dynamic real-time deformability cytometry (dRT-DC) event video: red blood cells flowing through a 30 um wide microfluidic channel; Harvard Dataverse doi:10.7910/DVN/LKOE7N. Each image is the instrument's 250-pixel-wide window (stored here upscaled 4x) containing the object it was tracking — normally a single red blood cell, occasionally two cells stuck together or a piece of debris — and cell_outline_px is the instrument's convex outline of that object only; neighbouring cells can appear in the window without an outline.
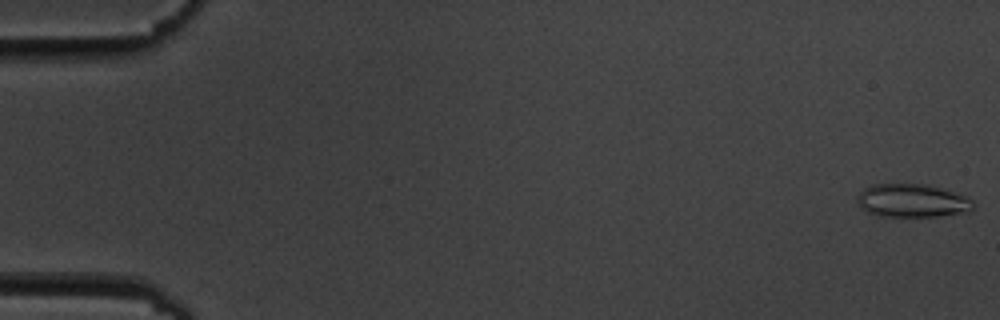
{"species": "common noctule bat (a hibernating species)", "species_latin": "Nyctalus noctula", "temperature_condition": "cold", "stored_images_in_passage": 56, "camera_frame_rate_fps": 3000, "um_per_image_px": 0.085, "animal": {"sex": "male", "body_mass_g": 19.5, "forearm_length_mm": 54.6}, "frame": {"image": 1, "passage_image": 1, "time_ms": 0.0, "image_size_px": [1000, 320], "cell_outline_px": [[976, 204], [968, 212], [936, 216], [876, 216], [860, 208], [856, 200], [856, 196], [864, 188], [872, 184], [924, 184], [944, 188], [968, 196]], "centroid_in_image_um": [77.54, 17.05], "position_along_channel_um": 7.5, "area_um2": 22.83}}
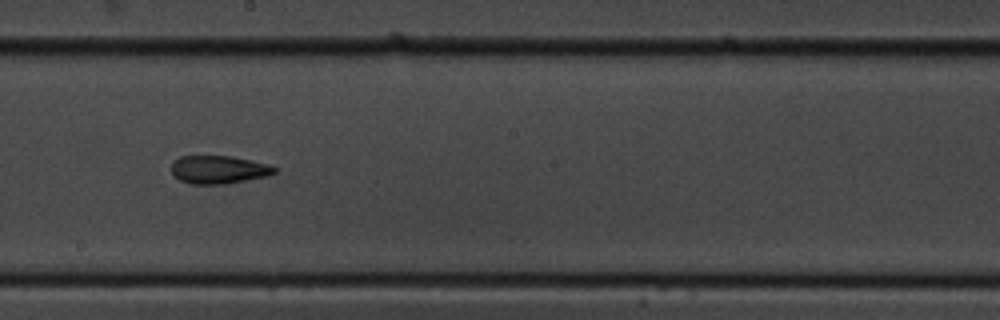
{"frame": {"image": 2, "passage_image": 32, "time_ms": 10.333, "image_size_px": [1000, 320], "cell_outline_px": [[276, 172], [268, 176], [228, 184], [188, 184], [180, 180], [172, 172], [172, 164], [180, 156], [232, 156], [252, 160], [268, 164], [276, 168]], "centroid_in_image_um": [18.62, 14.42], "position_along_channel_um": 229.6, "area_um2": 16.94}}
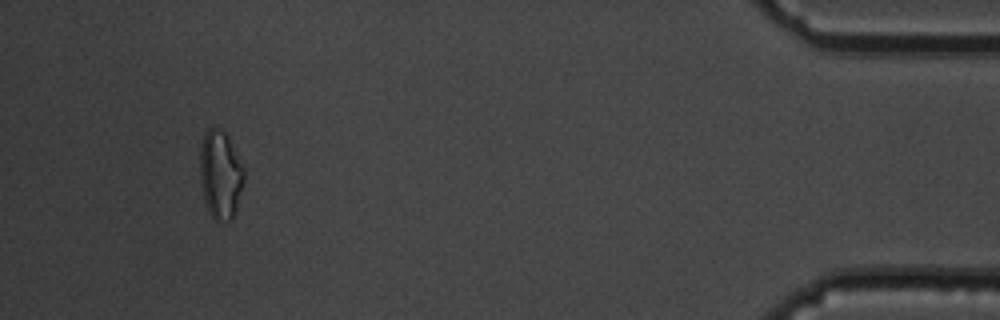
{"frame": {"image": 3, "passage_image": 53, "time_ms": 17.333, "image_size_px": [1000, 320], "cell_outline_px": [[244, 180], [236, 208], [232, 220], [228, 224], [216, 220], [208, 212], [204, 200], [200, 180], [200, 148], [204, 132], [208, 128], [216, 128], [224, 132], [228, 136], [244, 168]], "centroid_in_image_um": [18.72, 14.87], "position_along_channel_um": 416.5, "area_um2": 22.83}, "authors_computed_cell_mechanics": {"area_um2": 18.4671, "velocity_mm_per_s": 3.5841, "shape_relaxation_time_tau1_ms": 6.0264, "shape_relaxation_time_tau2_ms": 2.9037, "deformation_change_tau1": 0.15, "deformation_change_tau2": 0.1219}}